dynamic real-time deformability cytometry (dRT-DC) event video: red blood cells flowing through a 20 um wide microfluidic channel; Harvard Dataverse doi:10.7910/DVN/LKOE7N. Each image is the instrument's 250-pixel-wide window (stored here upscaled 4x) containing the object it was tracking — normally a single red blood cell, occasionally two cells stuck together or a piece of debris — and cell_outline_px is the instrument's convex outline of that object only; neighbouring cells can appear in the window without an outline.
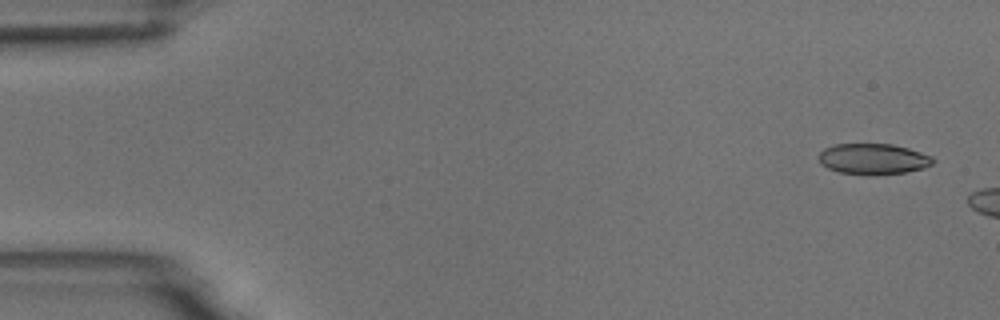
{"species": "common noctule bat (a hibernating species)", "species_latin": "Nyctalus noctula", "temperature_condition": "room temperature", "stored_images_in_passage": 3, "camera_frame_rate_fps": 3000, "um_per_image_px": 0.085, "animal": {"sex": "male", "body_mass_g": 18.8}, "frame": {"image": 1, "passage_image": 1, "time_ms": 0.0, "image_size_px": [1000, 320], "cell_outline_px": [[936, 160], [932, 164], [924, 168], [904, 172], [868, 176], [840, 172], [828, 168], [820, 164], [820, 152], [824, 148], [836, 144], [892, 144], [908, 148], [932, 156]], "centroid_in_image_um": [74.23, 13.52], "position_along_channel_um": 10.8, "area_um2": 20.58}}